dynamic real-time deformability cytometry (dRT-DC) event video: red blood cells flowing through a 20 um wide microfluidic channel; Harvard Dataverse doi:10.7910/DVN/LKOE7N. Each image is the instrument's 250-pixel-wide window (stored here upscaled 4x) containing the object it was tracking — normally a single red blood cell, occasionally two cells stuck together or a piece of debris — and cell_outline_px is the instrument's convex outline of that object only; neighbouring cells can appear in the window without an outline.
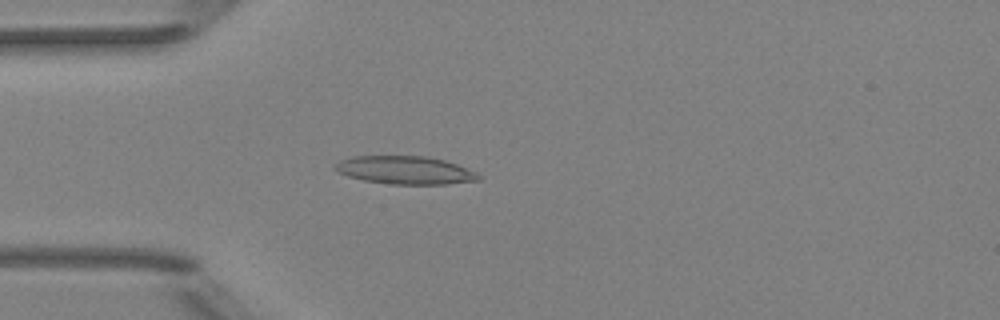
{"species": "Egyptian fruit bat (a non-hibernating species)", "species_latin": "Rousettus aegyptiacus", "temperature_condition": "room temperature", "stored_images_in_passage": 51, "camera_frame_rate_fps": 3000, "um_per_image_px": 0.085, "animal": {"sex": "female"}, "frame": {"image": 1, "passage_image": 14, "time_ms": 4.333, "image_size_px": [1000, 320], "cell_outline_px": [[480, 180], [448, 184], [388, 184], [364, 180], [348, 176], [336, 172], [332, 168], [340, 160], [352, 156], [428, 156], [444, 160], [456, 164], [476, 172], [480, 176]], "centroid_in_image_um": [34.41, 14.46], "position_along_channel_um": 50.6, "area_um2": 23.52}}
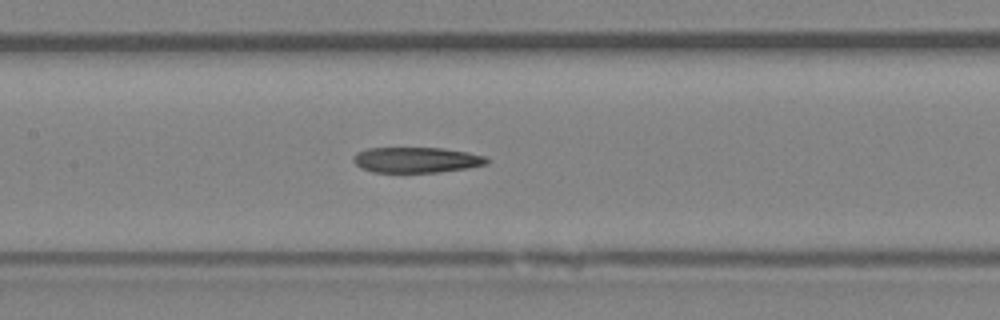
{"frame": {"image": 2, "passage_image": 24, "time_ms": 7.667, "image_size_px": [1000, 320], "cell_outline_px": [[492, 160], [488, 164], [468, 168], [440, 172], [372, 172], [360, 168], [352, 160], [352, 156], [356, 152], [368, 148], [444, 148], [468, 152], [484, 156]], "centroid_in_image_um": [35.4, 13.59], "position_along_channel_um": 172.0, "area_um2": 20.11}}
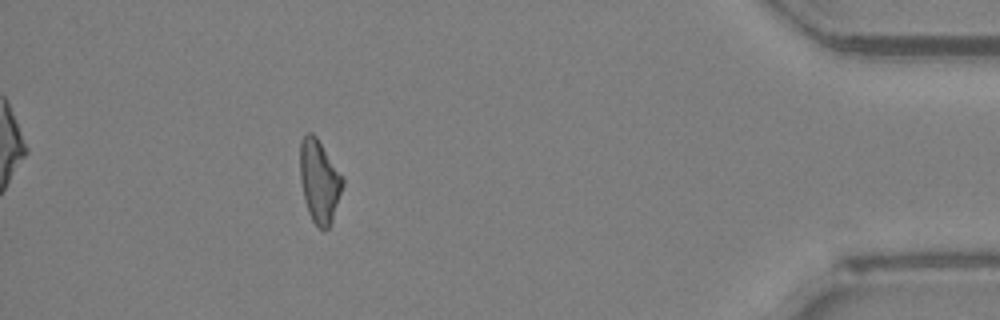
{"frame": {"image": 3, "passage_image": 46, "time_ms": 15.0, "image_size_px": [1000, 320], "cell_outline_px": [[344, 184], [332, 220], [328, 228], [320, 228], [312, 220], [308, 212], [304, 200], [300, 180], [300, 140], [308, 132], [312, 132], [316, 136], [344, 176]], "centroid_in_image_um": [27.15, 15.36], "position_along_channel_um": 408.1, "area_um2": 20.69}}